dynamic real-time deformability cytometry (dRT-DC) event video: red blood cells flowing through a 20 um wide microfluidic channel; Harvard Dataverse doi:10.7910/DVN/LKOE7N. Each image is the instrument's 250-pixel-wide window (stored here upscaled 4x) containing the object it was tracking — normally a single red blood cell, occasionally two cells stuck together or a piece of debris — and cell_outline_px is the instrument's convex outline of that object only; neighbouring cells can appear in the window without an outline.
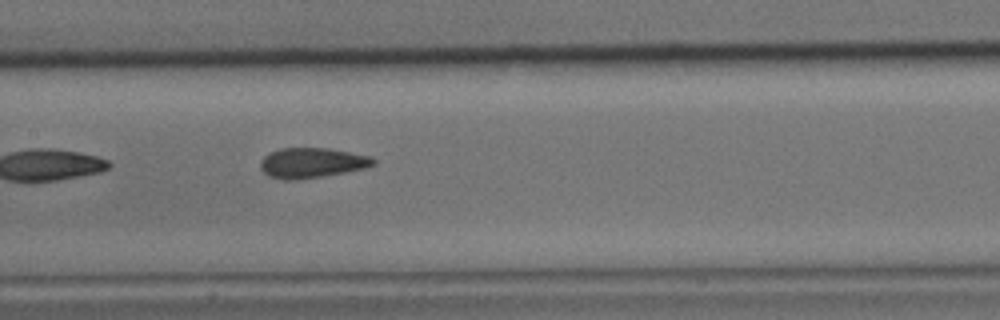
{"species": "common noctule bat (a hibernating species)", "species_latin": "Nyctalus noctula", "temperature_condition": "cold", "stored_images_in_passage": 8, "camera_frame_rate_fps": 3000, "um_per_image_px": 0.085, "animal": {"sex": "male", "body_mass_g": 15.6}, "frame": {"image": 1, "passage_image": 8, "time_ms": 2.333, "image_size_px": [1000, 320], "cell_outline_px": [[376, 164], [364, 168], [344, 172], [296, 180], [284, 180], [268, 176], [260, 168], [260, 160], [268, 152], [280, 148], [328, 148], [372, 156], [376, 160]], "centroid_in_image_um": [26.48, 13.83], "position_along_channel_um": 180.9, "area_um2": 19.88}}